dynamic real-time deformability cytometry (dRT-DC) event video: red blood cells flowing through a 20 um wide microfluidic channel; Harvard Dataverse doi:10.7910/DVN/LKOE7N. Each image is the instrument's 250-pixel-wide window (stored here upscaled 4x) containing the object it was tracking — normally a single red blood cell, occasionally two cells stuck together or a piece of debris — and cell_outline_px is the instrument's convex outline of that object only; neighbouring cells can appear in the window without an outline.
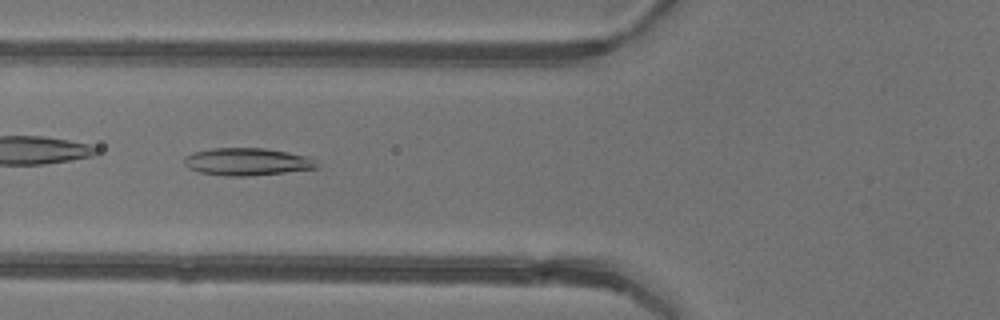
{"species": "common noctule bat (a hibernating species)", "species_latin": "Nyctalus noctula", "temperature_condition": "warm", "stored_images_in_passage": 6, "camera_frame_rate_fps": 3000, "um_per_image_px": 0.085, "animal": {"sex": "female"}, "frame": {"image": 1, "passage_image": 6, "time_ms": 6.667, "image_size_px": [1000, 320], "cell_outline_px": [[320, 168], [248, 176], [228, 176], [200, 172], [188, 168], [184, 164], [184, 156], [192, 152], [212, 148], [264, 148], [288, 152], [308, 156], [320, 164]], "centroid_in_image_um": [21.01, 13.74], "position_along_channel_um": 104.8, "area_um2": 21.33}}